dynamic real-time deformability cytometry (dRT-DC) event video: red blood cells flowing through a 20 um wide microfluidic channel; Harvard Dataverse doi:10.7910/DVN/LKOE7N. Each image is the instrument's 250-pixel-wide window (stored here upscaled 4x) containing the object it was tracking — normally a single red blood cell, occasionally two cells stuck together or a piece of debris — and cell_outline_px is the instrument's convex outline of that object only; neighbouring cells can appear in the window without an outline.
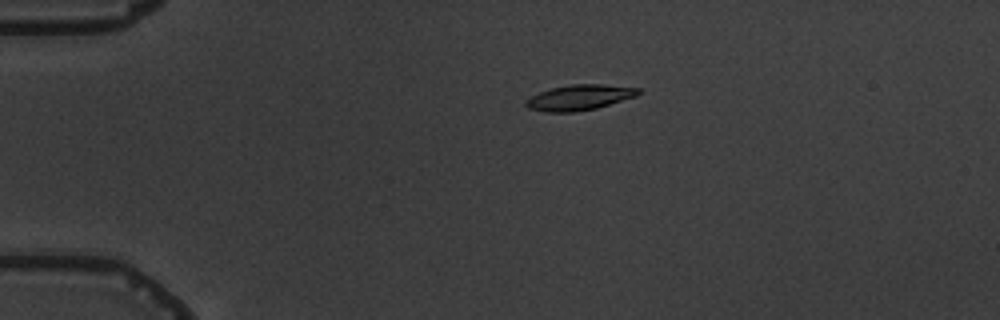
{"species": "common noctule bat (a hibernating species)", "species_latin": "Nyctalus noctula", "temperature_condition": "warm", "stored_images_in_passage": 8, "camera_frame_rate_fps": 3000, "um_per_image_px": 0.085, "animal": {"sex": "male", "body_mass_g": 19.5, "forearm_length_mm": 54.6}, "frame": {"image": 1, "passage_image": 3, "time_ms": 2.333, "image_size_px": [1000, 320], "cell_outline_px": [[640, 92], [636, 96], [596, 108], [576, 112], [544, 112], [528, 108], [524, 104], [524, 100], [540, 92], [552, 88], [572, 84], [600, 84], [640, 88]], "centroid_in_image_um": [49.22, 8.29], "position_along_channel_um": 35.8, "area_um2": 16.59}}
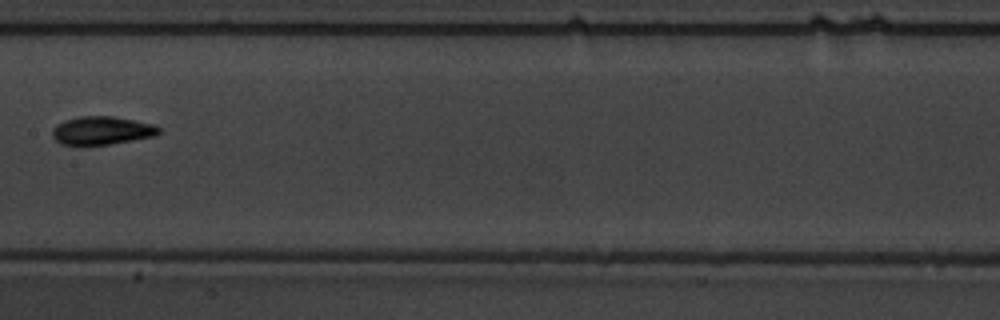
{"frame": {"image": 2, "passage_image": 7, "time_ms": 8.0, "image_size_px": [1000, 320], "cell_outline_px": [[160, 132], [156, 136], [112, 144], [80, 148], [60, 144], [52, 136], [52, 128], [56, 124], [80, 116], [112, 116], [152, 124], [160, 128]], "centroid_in_image_um": [8.6, 11.15], "position_along_channel_um": 198.8, "area_um2": 18.09}}
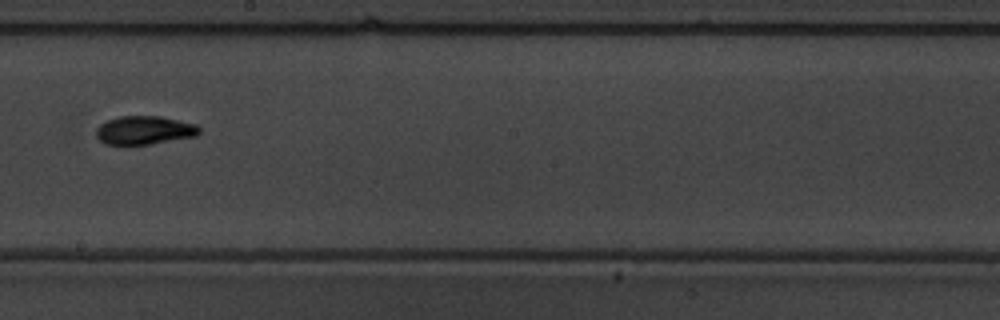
{"frame": {"image": 3, "passage_image": 8, "time_ms": 9.0, "image_size_px": [1000, 320], "cell_outline_px": [[200, 132], [196, 136], [152, 144], [104, 144], [96, 136], [96, 128], [100, 124], [108, 120], [120, 116], [160, 116], [196, 124], [200, 128]], "centroid_in_image_um": [12.28, 11.07], "position_along_channel_um": 235.9, "area_um2": 17.11}}